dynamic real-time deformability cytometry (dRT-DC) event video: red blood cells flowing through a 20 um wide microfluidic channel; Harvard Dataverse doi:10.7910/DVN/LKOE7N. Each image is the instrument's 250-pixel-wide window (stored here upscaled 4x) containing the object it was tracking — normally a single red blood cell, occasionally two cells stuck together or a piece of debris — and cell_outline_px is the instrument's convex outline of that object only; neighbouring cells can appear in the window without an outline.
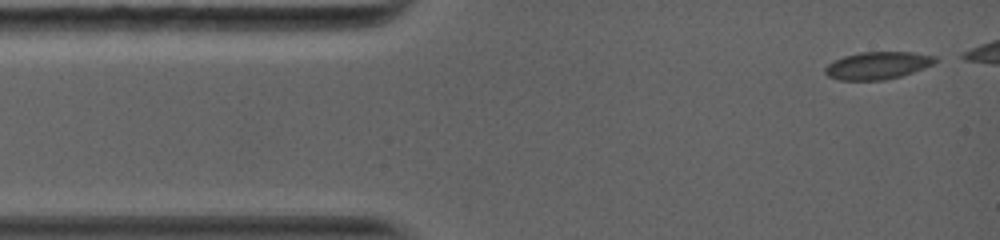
{"species": "common noctule bat (a hibernating species)", "species_latin": "Nyctalus noctula", "temperature_condition": "warm", "stored_images_in_passage": 12, "camera_frame_rate_fps": 5000, "um_per_image_px": 0.085, "animal": {"sex": "female", "body_mass_g": 19.0, "forearm_length_mm": 56.7}, "frame": {"image": 1, "passage_image": 1, "time_ms": 0.0, "image_size_px": [1000, 240], "cell_outline_px": [[940, 60], [924, 68], [900, 76], [884, 80], [840, 80], [828, 76], [824, 72], [824, 68], [828, 64], [844, 56], [860, 52], [912, 52], [936, 56]], "centroid_in_image_um": [74.61, 5.56], "position_along_channel_um": 10.4, "area_um2": 17.57}}
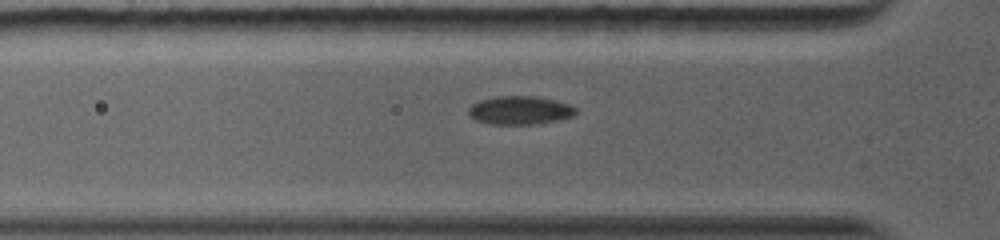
{"frame": {"image": 2, "passage_image": 7, "time_ms": 3.4, "image_size_px": [1000, 240], "cell_outline_px": [[576, 112], [572, 116], [556, 120], [536, 124], [488, 124], [476, 120], [468, 116], [468, 108], [472, 104], [480, 100], [496, 96], [536, 96], [556, 100], [568, 104], [576, 108]], "centroid_in_image_um": [44.15, 9.37], "position_along_channel_um": 81.7, "area_um2": 17.8}}
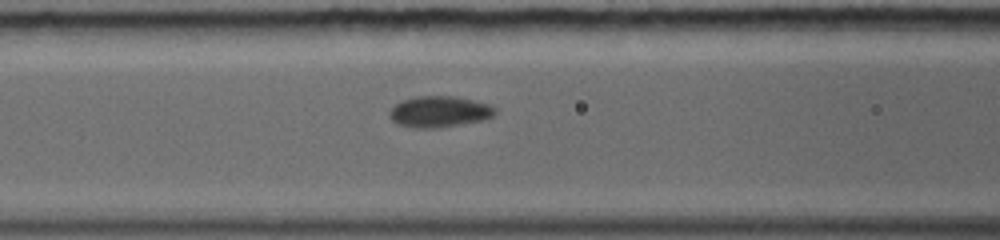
{"frame": {"image": 3, "passage_image": 9, "time_ms": 4.6, "image_size_px": [1000, 240], "cell_outline_px": [[496, 112], [492, 116], [484, 120], [440, 128], [416, 128], [396, 124], [388, 116], [388, 112], [400, 100], [416, 96], [452, 96], [472, 100], [488, 104], [496, 108]], "centroid_in_image_um": [37.31, 9.5], "position_along_channel_um": 129.3, "area_um2": 19.31}}